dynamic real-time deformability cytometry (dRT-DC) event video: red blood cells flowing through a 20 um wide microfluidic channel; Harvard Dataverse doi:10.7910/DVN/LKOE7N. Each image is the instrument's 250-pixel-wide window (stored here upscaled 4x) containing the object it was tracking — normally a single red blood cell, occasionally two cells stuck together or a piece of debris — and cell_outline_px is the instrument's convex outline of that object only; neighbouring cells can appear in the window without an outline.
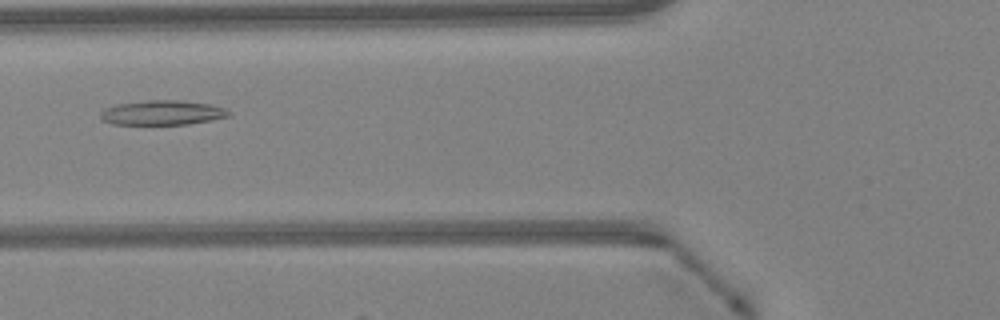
{"species": "Egyptian fruit bat (a non-hibernating species)", "species_latin": "Rousettus aegyptiacus", "temperature_condition": "warm", "stored_images_in_passage": 37, "camera_frame_rate_fps": 3000, "um_per_image_px": 0.085, "animal": {"sex": "female"}, "frame": {"image": 1, "passage_image": 8, "time_ms": 2.333, "image_size_px": [1000, 320], "cell_outline_px": [[232, 112], [228, 116], [212, 120], [188, 124], [112, 124], [104, 120], [100, 116], [100, 112], [104, 108], [116, 104], [148, 100], [180, 100], [212, 104], [224, 108]], "centroid_in_image_um": [13.81, 9.57], "position_along_channel_um": 112.0, "area_um2": 18.44}}
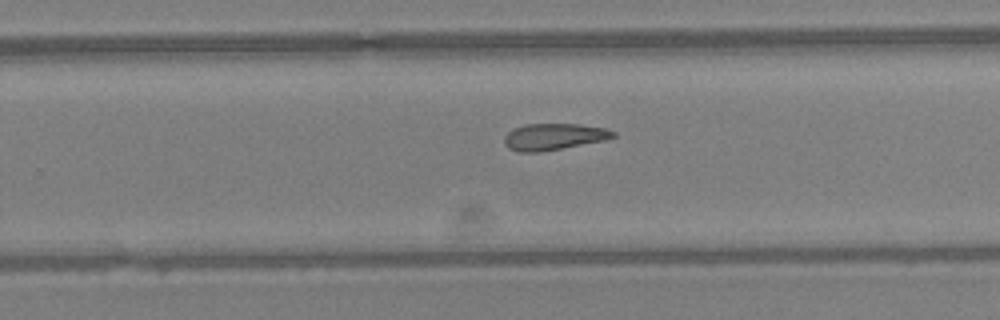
{"frame": {"image": 2, "passage_image": 20, "time_ms": 6.333, "image_size_px": [1000, 320], "cell_outline_px": [[616, 136], [604, 140], [540, 152], [520, 152], [508, 148], [504, 144], [504, 136], [512, 128], [524, 124], [580, 124], [604, 128], [616, 132]], "centroid_in_image_um": [47.03, 11.61], "position_along_channel_um": 282.8, "area_um2": 16.82}}
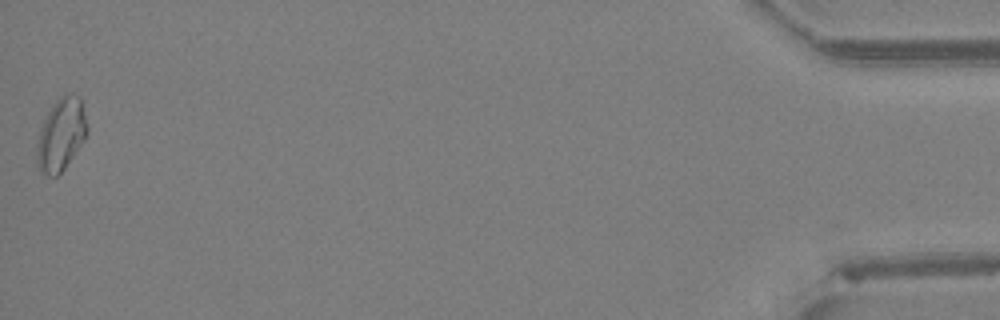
{"frame": {"image": 3, "passage_image": 37, "time_ms": 12.0, "image_size_px": [1000, 320], "cell_outline_px": [[88, 132], [84, 140], [64, 168], [56, 176], [48, 176], [40, 172], [36, 164], [36, 148], [40, 128], [52, 104], [64, 92], [72, 92], [80, 96], [88, 128]], "centroid_in_image_um": [5.18, 11.4], "position_along_channel_um": 430.0, "area_um2": 21.44}, "authors_computed_cell_mechanics": {"area_um2": 17.051, "velocity_mm_per_s": 4.284, "shape_relaxation_time_tau1_ms": null, "shape_relaxation_time_tau2_ms": 8.1543, "deformation_change_tau1": null, "deformation_change_tau2": 0.186}}